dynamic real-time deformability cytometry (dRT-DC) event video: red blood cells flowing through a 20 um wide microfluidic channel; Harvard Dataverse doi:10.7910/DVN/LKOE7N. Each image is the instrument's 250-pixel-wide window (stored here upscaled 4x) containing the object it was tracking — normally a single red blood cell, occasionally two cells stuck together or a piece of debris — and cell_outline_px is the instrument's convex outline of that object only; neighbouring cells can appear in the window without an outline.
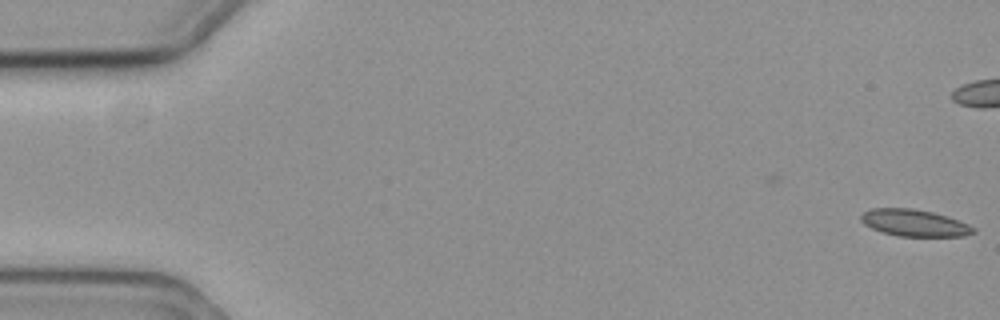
{"species": "common noctule bat (a hibernating species)", "species_latin": "Nyctalus noctula", "temperature_condition": "cold", "stored_images_in_passage": 55, "camera_frame_rate_fps": 3000, "um_per_image_px": 0.085, "animal": {"sex": "female", "body_mass_g": 19.3, "forearm_length_mm": 54.1}, "frame": {"image": 1, "passage_image": 1, "time_ms": 0.0, "image_size_px": [1000, 320], "cell_outline_px": [[976, 232], [964, 236], [896, 236], [880, 232], [864, 224], [860, 220], [860, 216], [864, 212], [872, 208], [912, 208], [932, 212], [948, 216], [968, 224], [976, 228]], "centroid_in_image_um": [77.72, 18.95], "position_along_channel_um": 7.3, "area_um2": 17.69}}
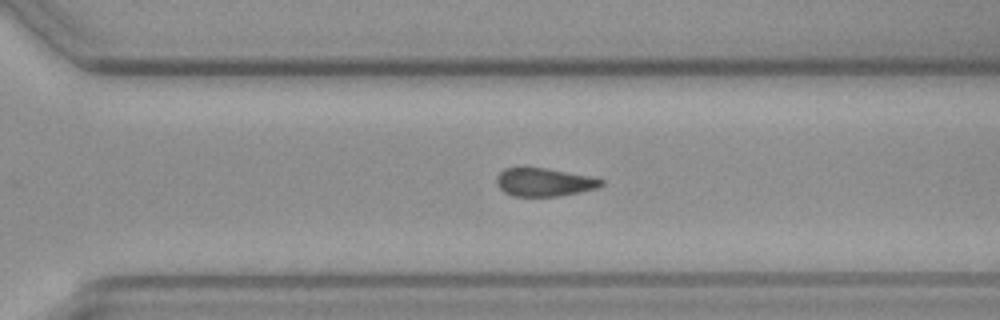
{"frame": {"image": 2, "passage_image": 41, "time_ms": 13.333, "image_size_px": [1000, 320], "cell_outline_px": [[604, 184], [596, 188], [580, 192], [560, 196], [512, 196], [504, 192], [496, 184], [496, 176], [504, 168], [524, 164], [548, 168], [592, 176], [604, 180]], "centroid_in_image_um": [46.21, 15.44], "position_along_channel_um": 324.4, "area_um2": 17.98}}
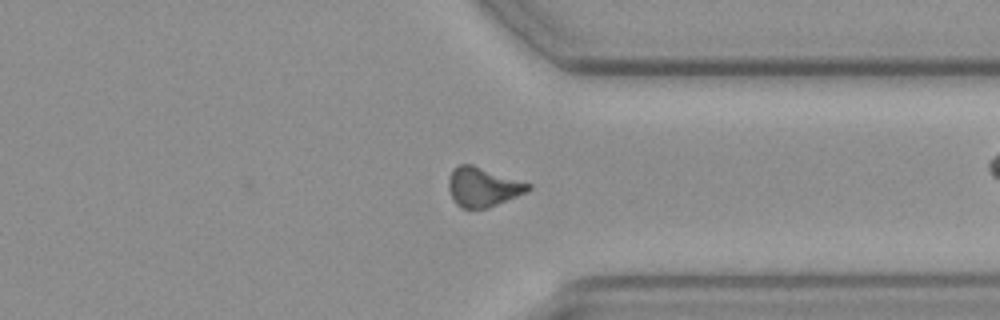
{"frame": {"image": 3, "passage_image": 45, "time_ms": 14.667, "image_size_px": [1000, 320], "cell_outline_px": [[532, 188], [528, 192], [488, 208], [460, 208], [452, 200], [448, 188], [448, 180], [452, 172], [460, 164], [472, 164], [532, 184]], "centroid_in_image_um": [41.06, 15.91], "position_along_channel_um": 370.3, "area_um2": 18.32}}